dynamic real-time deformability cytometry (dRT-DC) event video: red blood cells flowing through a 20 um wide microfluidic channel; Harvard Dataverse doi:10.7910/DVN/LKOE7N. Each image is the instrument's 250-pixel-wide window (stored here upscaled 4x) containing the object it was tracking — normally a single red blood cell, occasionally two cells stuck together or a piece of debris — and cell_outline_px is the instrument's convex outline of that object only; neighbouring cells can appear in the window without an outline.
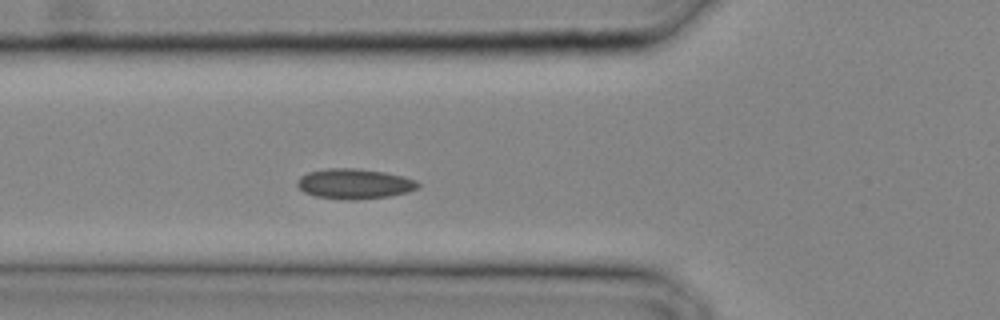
{"species": "common noctule bat (a hibernating species)", "species_latin": "Nyctalus noctula", "temperature_condition": "cold", "stored_images_in_passage": 14, "camera_frame_rate_fps": 3000, "um_per_image_px": 0.085, "animal": {"sex": "male", "body_mass_g": 20.4}, "frame": {"image": 1, "passage_image": 8, "time_ms": 2.333, "image_size_px": [1000, 320], "cell_outline_px": [[420, 188], [408, 192], [388, 196], [340, 200], [316, 196], [304, 192], [296, 184], [296, 180], [300, 176], [308, 172], [328, 168], [356, 168], [384, 172], [416, 180], [420, 184]], "centroid_in_image_um": [30.1, 15.61], "position_along_channel_um": 95.7, "area_um2": 21.1}}
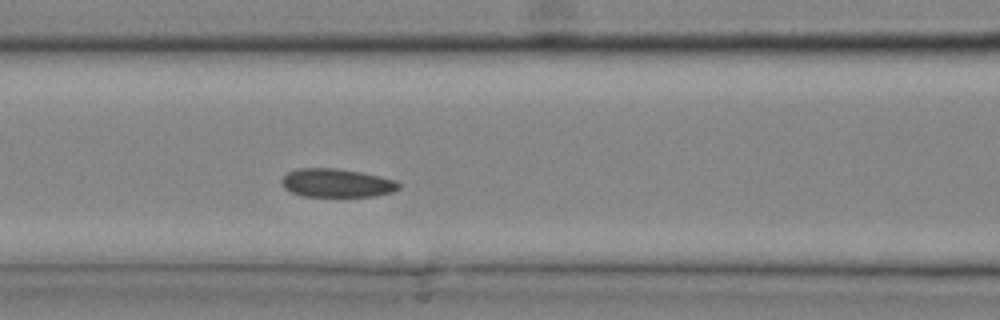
{"frame": {"image": 2, "passage_image": 10, "time_ms": 3.0, "image_size_px": [1000, 320], "cell_outline_px": [[400, 188], [392, 192], [376, 196], [304, 196], [292, 192], [284, 188], [280, 180], [288, 172], [296, 168], [336, 168], [360, 172], [380, 176], [396, 180], [400, 184]], "centroid_in_image_um": [28.62, 15.55], "position_along_channel_um": 138.0, "area_um2": 19.48}}